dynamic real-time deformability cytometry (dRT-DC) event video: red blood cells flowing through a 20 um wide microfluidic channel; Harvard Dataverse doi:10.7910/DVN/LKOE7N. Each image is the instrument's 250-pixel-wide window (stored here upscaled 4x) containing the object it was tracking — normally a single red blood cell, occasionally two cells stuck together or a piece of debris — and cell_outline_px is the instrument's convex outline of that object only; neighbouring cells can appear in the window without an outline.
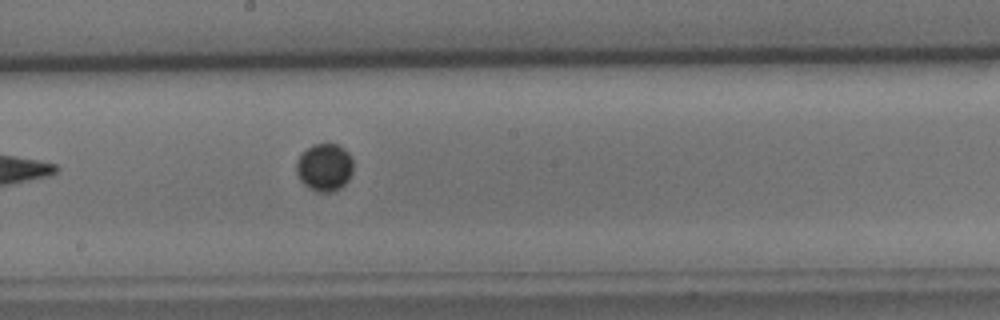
{"species": "common noctule bat (a hibernating species)", "species_latin": "Nyctalus noctula", "temperature_condition": "cold", "stored_images_in_passage": 8, "camera_frame_rate_fps": 3000, "um_per_image_px": 0.085, "animal": {"sex": "male", "body_mass_g": 15.6}, "frame": {"image": 1, "passage_image": 8, "time_ms": 8.667, "image_size_px": [1000, 320], "cell_outline_px": [[352, 172], [348, 180], [340, 188], [332, 192], [316, 192], [308, 188], [300, 180], [296, 172], [296, 164], [300, 156], [312, 144], [340, 144], [352, 156]], "centroid_in_image_um": [27.59, 14.23], "position_along_channel_um": 220.6, "area_um2": 15.84}}